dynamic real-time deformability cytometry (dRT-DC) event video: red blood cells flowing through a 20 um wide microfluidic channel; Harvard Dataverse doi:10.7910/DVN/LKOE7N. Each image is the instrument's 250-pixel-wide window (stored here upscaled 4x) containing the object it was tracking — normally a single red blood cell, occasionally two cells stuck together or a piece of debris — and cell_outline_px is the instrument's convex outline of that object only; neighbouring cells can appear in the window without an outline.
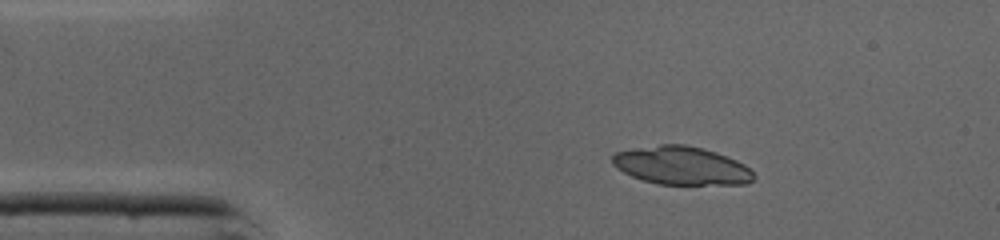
{"species": "common noctule bat (a hibernating species)", "species_latin": "Nyctalus noctula", "temperature_condition": "cold", "stored_images_in_passage": 45, "segment_of_instrument_passage": [1, 2], "camera_frame_rate_fps": 3000, "um_per_image_px": 0.085, "animal": {"sex": "male", "body_mass_g": 19.0, "forearm_length_mm": 50.8}, "frame": {"image": 1, "passage_image": 6, "time_ms": 1.667, "image_size_px": [1000, 240], "cell_outline_px": [[756, 176], [748, 184], [656, 184], [632, 176], [624, 172], [612, 164], [612, 156], [616, 152], [636, 148], [660, 144], [684, 144], [716, 152], [736, 160], [744, 164]], "centroid_in_image_um": [57.93, 14.08], "position_along_channel_um": 27.1, "area_um2": 31.27}}